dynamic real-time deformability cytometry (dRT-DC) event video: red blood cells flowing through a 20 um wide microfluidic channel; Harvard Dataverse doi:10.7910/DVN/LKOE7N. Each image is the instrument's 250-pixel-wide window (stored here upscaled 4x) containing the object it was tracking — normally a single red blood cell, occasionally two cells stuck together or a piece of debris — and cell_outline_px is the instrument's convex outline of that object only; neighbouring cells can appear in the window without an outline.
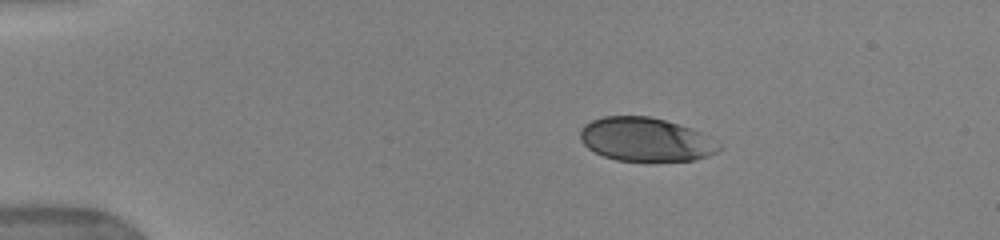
{"species": "human", "species_latin": "Homo sapiens", "temperature_condition": "warm", "stored_images_in_passage": 43, "camera_frame_rate_fps": 3000, "um_per_image_px": 0.085, "donor": {"sex": "female"}, "frame": {"image": 1, "passage_image": 1, "time_ms": 0.0, "image_size_px": [1000, 240], "cell_outline_px": [[724, 148], [708, 156], [696, 160], [616, 160], [604, 156], [588, 148], [580, 140], [580, 128], [584, 124], [592, 120], [604, 116], [648, 116], [680, 124], [692, 128], [724, 144]], "centroid_in_image_um": [54.92, 11.85], "position_along_channel_um": 30.1, "area_um2": 35.43}}
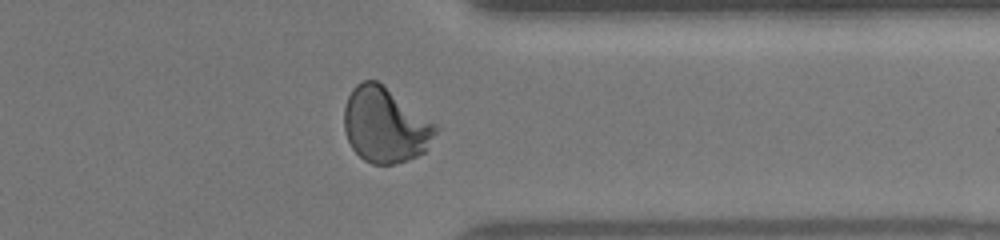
{"frame": {"image": 2, "passage_image": 33, "time_ms": 10.667, "image_size_px": [1000, 240], "cell_outline_px": [[440, 128], [424, 152], [408, 160], [392, 164], [372, 164], [364, 160], [352, 148], [348, 140], [344, 128], [344, 108], [348, 96], [352, 88], [356, 84], [364, 80], [376, 80], [436, 124]], "centroid_in_image_um": [32.72, 10.64], "position_along_channel_um": 378.7, "area_um2": 39.77}}
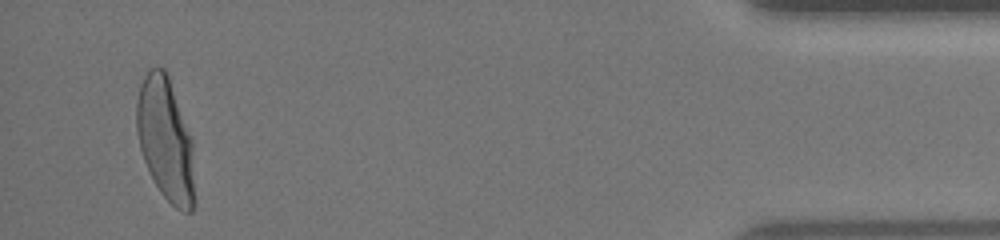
{"frame": {"image": 3, "passage_image": 41, "time_ms": 13.333, "image_size_px": [1000, 240], "cell_outline_px": [[192, 212], [180, 212], [160, 192], [144, 160], [140, 148], [136, 128], [136, 100], [140, 84], [148, 68], [164, 68], [168, 76], [192, 140]], "centroid_in_image_um": [14.02, 11.8], "position_along_channel_um": 421.2, "area_um2": 40.63}, "authors_computed_cell_mechanics": {"area_um2": 38.6682, "velocity_mm_per_s": 3.9425, "shape_relaxation_time_tau1_ms": 3.3402, "shape_relaxation_time_tau2_ms": null, "deformation_change_tau1": 0.1921, "deformation_change_tau2": null}}